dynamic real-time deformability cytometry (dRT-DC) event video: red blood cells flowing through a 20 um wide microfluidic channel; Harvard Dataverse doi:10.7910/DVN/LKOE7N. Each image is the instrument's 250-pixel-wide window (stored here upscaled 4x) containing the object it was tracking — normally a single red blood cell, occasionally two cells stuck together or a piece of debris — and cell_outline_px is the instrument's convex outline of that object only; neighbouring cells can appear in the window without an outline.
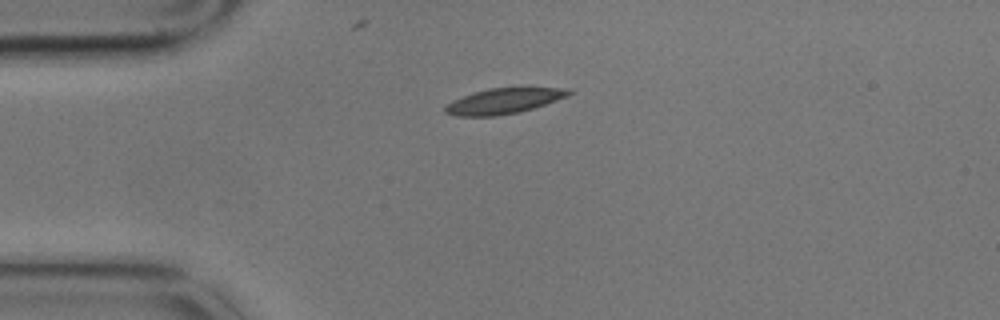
{"species": "common noctule bat (a hibernating species)", "species_latin": "Nyctalus noctula", "temperature_condition": "cold", "stored_images_in_passage": 2, "camera_frame_rate_fps": 3000, "um_per_image_px": 0.085, "animal": {"sex": "male", "body_mass_g": 17.9}, "frame": {"image": 1, "passage_image": 1, "time_ms": 0.0, "image_size_px": [1000, 320], "cell_outline_px": [[572, 92], [568, 96], [520, 112], [496, 116], [456, 116], [444, 112], [444, 108], [452, 100], [472, 92], [488, 88], [572, 88]], "centroid_in_image_um": [42.79, 8.58], "position_along_channel_um": 42.2, "area_um2": 18.26}}